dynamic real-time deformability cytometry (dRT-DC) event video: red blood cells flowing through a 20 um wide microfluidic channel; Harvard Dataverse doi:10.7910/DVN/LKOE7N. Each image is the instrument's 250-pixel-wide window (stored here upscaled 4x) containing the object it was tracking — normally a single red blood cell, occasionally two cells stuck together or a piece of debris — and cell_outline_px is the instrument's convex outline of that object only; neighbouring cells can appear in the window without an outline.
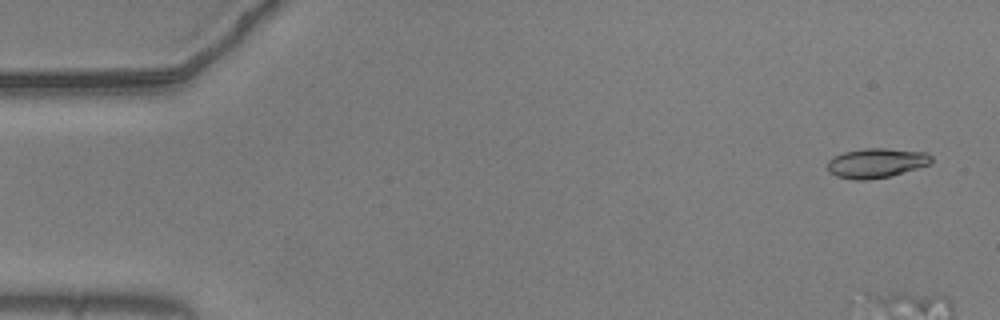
{"species": "common noctule bat (a hibernating species)", "species_latin": "Nyctalus noctula", "temperature_condition": "warm", "stored_images_in_passage": 11, "camera_frame_rate_fps": 3000, "um_per_image_px": 0.085, "animal": {"sex": "male", "body_mass_g": 20.5, "forearm_length_mm": 52.5}, "frame": {"image": 1, "passage_image": 1, "time_ms": 0.0, "image_size_px": [1000, 320], "cell_outline_px": [[932, 164], [888, 176], [868, 180], [856, 180], [836, 176], [828, 172], [828, 160], [832, 156], [844, 152], [864, 148], [884, 148], [928, 152], [932, 156]], "centroid_in_image_um": [74.48, 13.84], "position_along_channel_um": 10.5, "area_um2": 18.03}}